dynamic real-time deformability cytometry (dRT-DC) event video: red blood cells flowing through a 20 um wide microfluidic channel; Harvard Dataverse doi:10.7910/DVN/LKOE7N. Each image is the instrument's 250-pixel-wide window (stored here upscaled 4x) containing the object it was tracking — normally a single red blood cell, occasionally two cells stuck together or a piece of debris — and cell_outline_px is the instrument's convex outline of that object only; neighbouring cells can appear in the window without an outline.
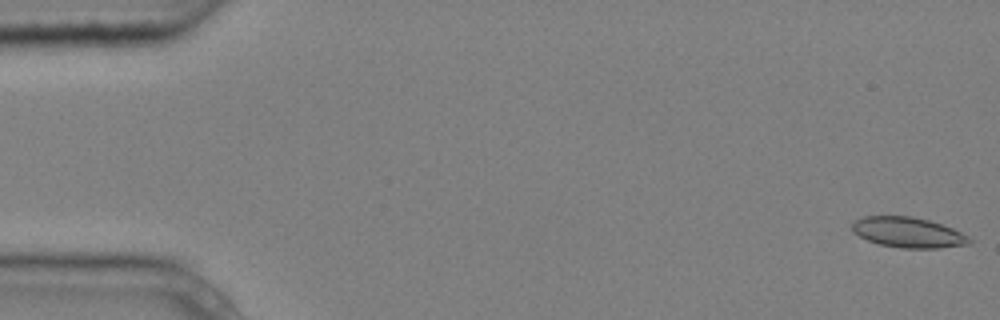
{"species": "common noctule bat (a hibernating species)", "species_latin": "Nyctalus noctula", "temperature_condition": "cold", "stored_images_in_passage": 9, "camera_frame_rate_fps": 3000, "um_per_image_px": 0.085, "animal": {"sex": "male", "body_mass_g": 20.4}, "frame": {"image": 1, "passage_image": 1, "time_ms": 0.0, "image_size_px": [1000, 320], "cell_outline_px": [[972, 240], [968, 244], [936, 248], [900, 248], [880, 244], [868, 240], [852, 232], [852, 220], [864, 216], [912, 216], [928, 220], [952, 228], [968, 236]], "centroid_in_image_um": [77.14, 19.75], "position_along_channel_um": 7.9, "area_um2": 20.63}}
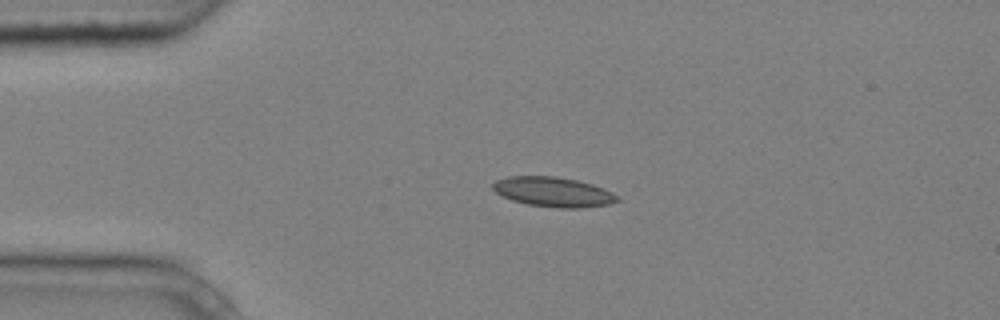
{"frame": {"image": 2, "passage_image": 4, "time_ms": 1.0, "image_size_px": [1000, 320], "cell_outline_px": [[620, 200], [608, 204], [580, 208], [556, 208], [528, 204], [512, 200], [496, 192], [492, 188], [492, 184], [496, 180], [508, 176], [556, 176], [576, 180], [592, 184], [604, 188], [620, 196]], "centroid_in_image_um": [47.05, 16.31], "position_along_channel_um": 38.0, "area_um2": 21.62}}
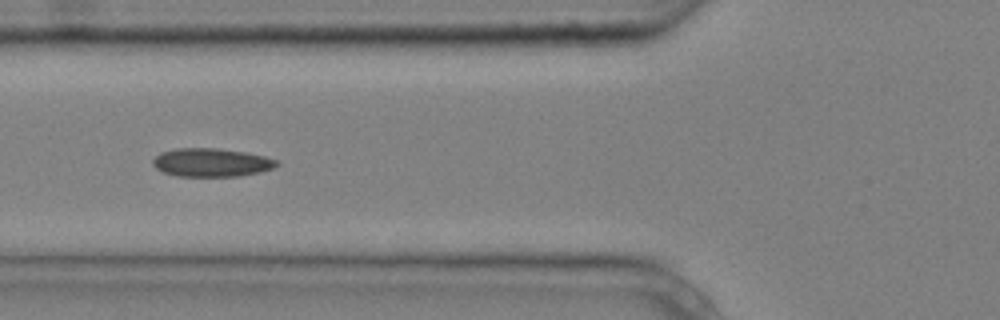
{"frame": {"image": 3, "passage_image": 6, "time_ms": 1.667, "image_size_px": [1000, 320], "cell_outline_px": [[280, 164], [272, 168], [260, 172], [240, 176], [176, 176], [164, 172], [156, 168], [152, 164], [152, 160], [160, 152], [176, 148], [216, 148], [244, 152], [264, 156], [280, 160]], "centroid_in_image_um": [17.98, 13.81], "position_along_channel_um": 107.8, "area_um2": 20.58}}